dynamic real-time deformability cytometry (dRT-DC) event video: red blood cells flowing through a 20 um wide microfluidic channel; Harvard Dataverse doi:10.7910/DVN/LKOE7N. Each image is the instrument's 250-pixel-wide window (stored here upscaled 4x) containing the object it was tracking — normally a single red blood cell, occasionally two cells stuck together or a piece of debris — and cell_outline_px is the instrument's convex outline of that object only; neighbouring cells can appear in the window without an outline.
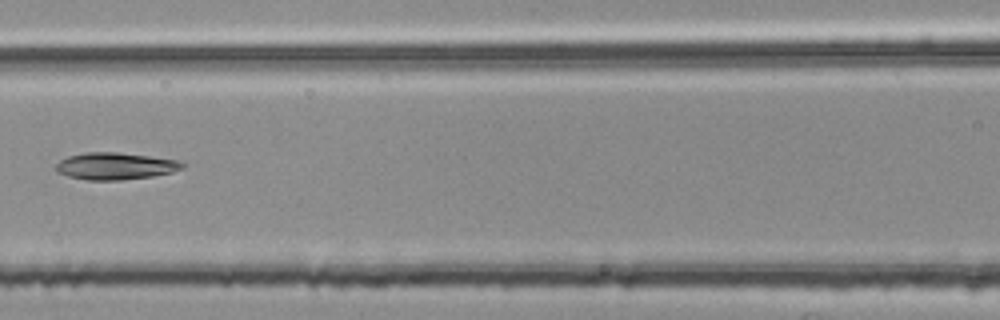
{"species": "common noctule bat (a hibernating species)", "species_latin": "Nyctalus noctula", "temperature_condition": "room temperature", "stored_images_in_passage": 5, "camera_frame_rate_fps": 3000, "um_per_image_px": 0.085, "animal": {"sex": "female", "body_mass_g": 25.1}, "frame": {"image": 1, "passage_image": 5, "time_ms": 1.333, "image_size_px": [1000, 320], "cell_outline_px": [[184, 168], [172, 172], [152, 176], [120, 180], [88, 180], [68, 176], [56, 172], [52, 168], [60, 160], [68, 156], [84, 152], [116, 152], [148, 156], [176, 160], [184, 164]], "centroid_in_image_um": [9.73, 14.12], "position_along_channel_um": 156.9, "area_um2": 19.88}}